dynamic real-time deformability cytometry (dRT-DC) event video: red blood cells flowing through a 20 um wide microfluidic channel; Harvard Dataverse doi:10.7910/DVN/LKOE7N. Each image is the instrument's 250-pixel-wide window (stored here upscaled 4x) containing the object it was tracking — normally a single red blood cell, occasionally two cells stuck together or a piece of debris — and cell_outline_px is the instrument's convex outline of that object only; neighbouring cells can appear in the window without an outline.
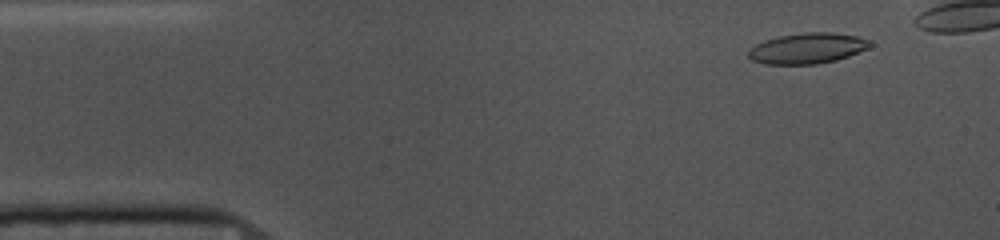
{"species": "common noctule bat (a hibernating species)", "species_latin": "Nyctalus noctula", "temperature_condition": "cold", "stored_images_in_passage": 43, "camera_frame_rate_fps": 3000, "um_per_image_px": 0.085, "animal": {"sex": "female", "body_mass_g": 10.0, "forearm_length_mm": 53.1}, "frame": {"image": 1, "passage_image": 4, "time_ms": 1.0, "image_size_px": [1000, 240], "cell_outline_px": [[872, 44], [868, 48], [848, 56], [836, 60], [816, 64], [764, 64], [752, 60], [748, 56], [748, 52], [756, 44], [764, 40], [780, 36], [804, 32], [832, 32], [856, 36], [872, 40]], "centroid_in_image_um": [68.64, 4.1], "position_along_channel_um": 16.4, "area_um2": 21.68}}
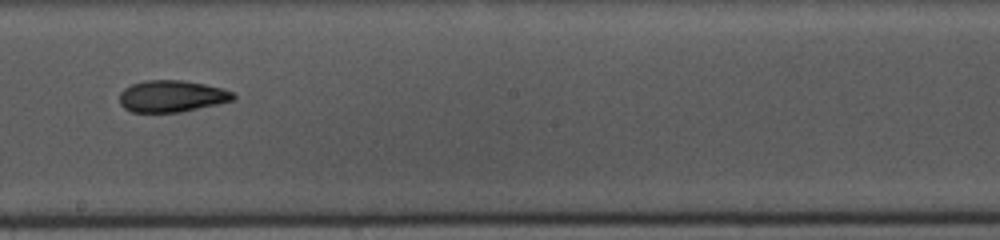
{"frame": {"image": 2, "passage_image": 28, "time_ms": 9.0, "image_size_px": [1000, 240], "cell_outline_px": [[236, 96], [232, 100], [216, 104], [180, 112], [132, 112], [124, 108], [120, 104], [120, 92], [124, 88], [132, 84], [144, 80], [184, 80], [224, 88], [236, 92]], "centroid_in_image_um": [14.61, 8.16], "position_along_channel_um": 233.6, "area_um2": 21.1}}
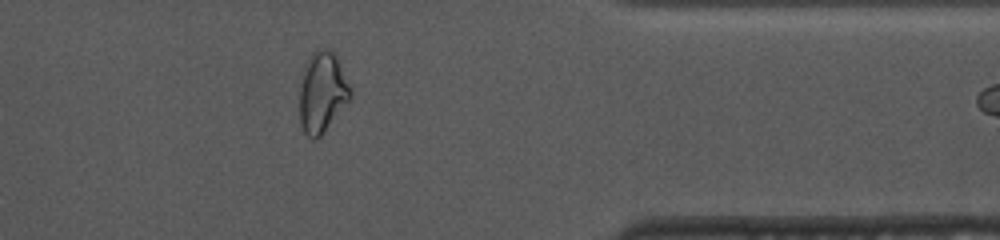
{"frame": {"image": 3, "passage_image": 42, "time_ms": 13.667, "image_size_px": [1000, 240], "cell_outline_px": [[352, 100], [324, 132], [316, 140], [312, 140], [304, 132], [300, 124], [300, 72], [304, 64], [312, 52], [316, 48], [328, 48], [336, 56], [352, 92]], "centroid_in_image_um": [27.38, 7.85], "position_along_channel_um": 384.0, "area_um2": 24.45}}